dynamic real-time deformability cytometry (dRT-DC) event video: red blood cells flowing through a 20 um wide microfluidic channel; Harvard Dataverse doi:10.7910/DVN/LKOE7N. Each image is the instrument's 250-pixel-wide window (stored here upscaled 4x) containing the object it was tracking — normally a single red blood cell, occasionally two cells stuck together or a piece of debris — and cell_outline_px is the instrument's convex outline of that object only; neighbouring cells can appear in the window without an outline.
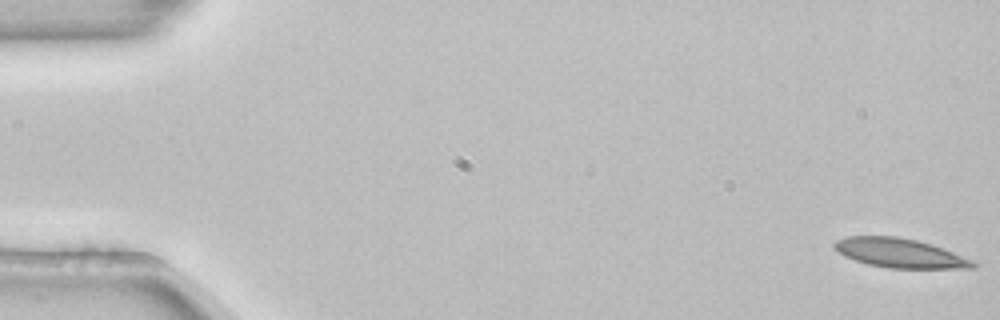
{"species": "common noctule bat (a hibernating species)", "species_latin": "Nyctalus noctula", "temperature_condition": "room temperature", "stored_images_in_passage": 53, "camera_frame_rate_fps": 3000, "um_per_image_px": 0.085, "animal": {"sex": "female", "body_mass_g": 22.7, "forearm_length_mm": 54.2}, "frame": {"image": 1, "passage_image": 1, "time_ms": 0.0, "image_size_px": [1000, 320], "cell_outline_px": [[980, 264], [976, 268], [888, 268], [868, 264], [844, 256], [832, 244], [836, 240], [848, 236], [896, 236], [916, 240], [932, 244], [972, 260]], "centroid_in_image_um": [76.51, 21.51], "position_along_channel_um": 8.5, "area_um2": 23.47}}
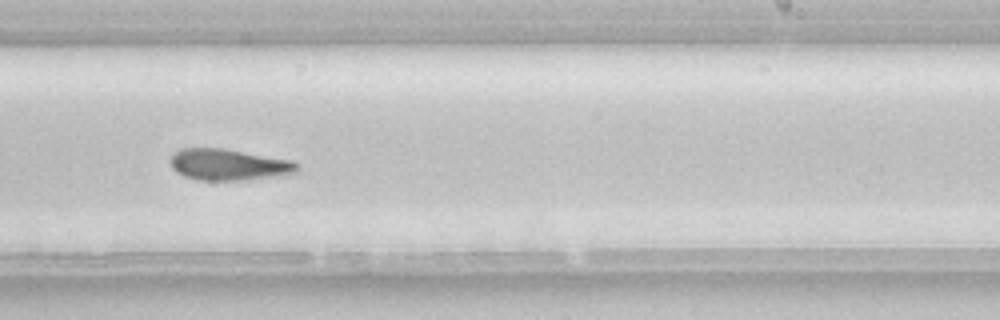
{"frame": {"image": 2, "passage_image": 33, "time_ms": 10.667, "image_size_px": [1000, 320], "cell_outline_px": [[300, 172], [284, 176], [244, 180], [196, 180], [184, 176], [176, 172], [172, 168], [168, 160], [172, 152], [180, 148], [224, 148], [292, 160], [300, 164]], "centroid_in_image_um": [19.46, 14.0], "position_along_channel_um": 269.5, "area_um2": 23.87}}
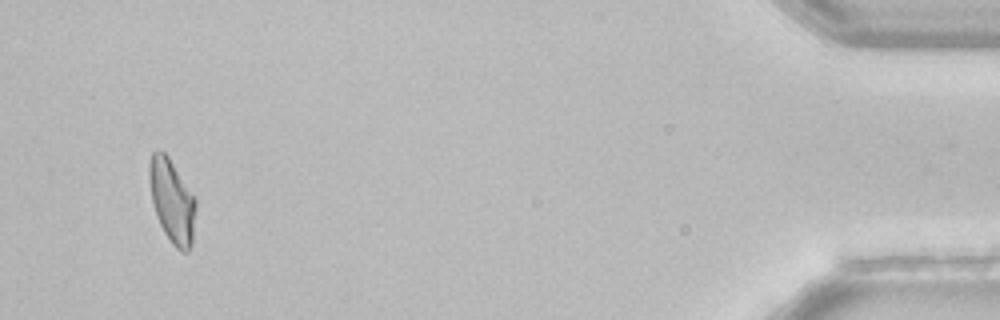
{"frame": {"image": 3, "passage_image": 51, "time_ms": 16.667, "image_size_px": [1000, 320], "cell_outline_px": [[196, 208], [192, 244], [188, 252], [180, 252], [172, 244], [164, 232], [156, 216], [152, 204], [148, 176], [148, 164], [152, 152], [156, 148], [164, 152], [168, 156], [196, 200]], "centroid_in_image_um": [14.6, 17.09], "position_along_channel_um": 420.6, "area_um2": 22.83}}